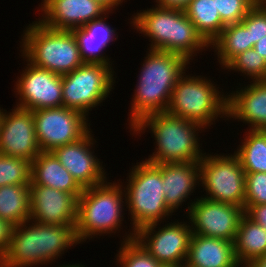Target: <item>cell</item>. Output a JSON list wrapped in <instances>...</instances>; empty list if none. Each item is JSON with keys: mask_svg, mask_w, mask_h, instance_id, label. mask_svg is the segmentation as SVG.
<instances>
[{"mask_svg": "<svg viewBox=\"0 0 266 267\" xmlns=\"http://www.w3.org/2000/svg\"><path fill=\"white\" fill-rule=\"evenodd\" d=\"M130 110V129L144 117L166 112L177 80L185 74L190 62L167 51L148 49Z\"/></svg>", "mask_w": 266, "mask_h": 267, "instance_id": "1", "label": "cell"}, {"mask_svg": "<svg viewBox=\"0 0 266 267\" xmlns=\"http://www.w3.org/2000/svg\"><path fill=\"white\" fill-rule=\"evenodd\" d=\"M132 16L134 29L152 40L150 49L178 54L190 62L198 51L210 47L183 9L155 5Z\"/></svg>", "mask_w": 266, "mask_h": 267, "instance_id": "2", "label": "cell"}, {"mask_svg": "<svg viewBox=\"0 0 266 267\" xmlns=\"http://www.w3.org/2000/svg\"><path fill=\"white\" fill-rule=\"evenodd\" d=\"M146 128H150L157 145L152 156L146 159L147 162L152 164L199 162L205 154L202 153L198 143V133L203 127L195 122L166 111L144 117L130 130L137 135L143 133Z\"/></svg>", "mask_w": 266, "mask_h": 267, "instance_id": "3", "label": "cell"}, {"mask_svg": "<svg viewBox=\"0 0 266 267\" xmlns=\"http://www.w3.org/2000/svg\"><path fill=\"white\" fill-rule=\"evenodd\" d=\"M22 36V57L39 68L64 75L84 64L71 30L52 29L38 20Z\"/></svg>", "mask_w": 266, "mask_h": 267, "instance_id": "4", "label": "cell"}, {"mask_svg": "<svg viewBox=\"0 0 266 267\" xmlns=\"http://www.w3.org/2000/svg\"><path fill=\"white\" fill-rule=\"evenodd\" d=\"M123 197V186L116 182L104 181L83 190L77 199L75 225V236L79 244L94 238L93 236L110 234L122 229V207L123 200H126Z\"/></svg>", "mask_w": 266, "mask_h": 267, "instance_id": "5", "label": "cell"}, {"mask_svg": "<svg viewBox=\"0 0 266 267\" xmlns=\"http://www.w3.org/2000/svg\"><path fill=\"white\" fill-rule=\"evenodd\" d=\"M128 175L124 188L125 206L132 221V232L141 227L161 222L171 216L172 211L165 202L161 169L150 162H137Z\"/></svg>", "mask_w": 266, "mask_h": 267, "instance_id": "6", "label": "cell"}, {"mask_svg": "<svg viewBox=\"0 0 266 267\" xmlns=\"http://www.w3.org/2000/svg\"><path fill=\"white\" fill-rule=\"evenodd\" d=\"M214 85L205 77L183 74L172 90L167 112L203 128L214 124L218 116L227 118V96Z\"/></svg>", "mask_w": 266, "mask_h": 267, "instance_id": "7", "label": "cell"}, {"mask_svg": "<svg viewBox=\"0 0 266 267\" xmlns=\"http://www.w3.org/2000/svg\"><path fill=\"white\" fill-rule=\"evenodd\" d=\"M112 70V66L102 63H84L62 75L63 106L87 116L114 88Z\"/></svg>", "mask_w": 266, "mask_h": 267, "instance_id": "8", "label": "cell"}, {"mask_svg": "<svg viewBox=\"0 0 266 267\" xmlns=\"http://www.w3.org/2000/svg\"><path fill=\"white\" fill-rule=\"evenodd\" d=\"M205 155L199 161V180L210 196L203 198L245 209V172L238 156Z\"/></svg>", "mask_w": 266, "mask_h": 267, "instance_id": "9", "label": "cell"}, {"mask_svg": "<svg viewBox=\"0 0 266 267\" xmlns=\"http://www.w3.org/2000/svg\"><path fill=\"white\" fill-rule=\"evenodd\" d=\"M32 111L36 138L43 152L75 142L91 130L86 116L64 106Z\"/></svg>", "mask_w": 266, "mask_h": 267, "instance_id": "10", "label": "cell"}, {"mask_svg": "<svg viewBox=\"0 0 266 267\" xmlns=\"http://www.w3.org/2000/svg\"><path fill=\"white\" fill-rule=\"evenodd\" d=\"M186 212L192 234L234 242L244 208L199 197L190 202Z\"/></svg>", "mask_w": 266, "mask_h": 267, "instance_id": "11", "label": "cell"}, {"mask_svg": "<svg viewBox=\"0 0 266 267\" xmlns=\"http://www.w3.org/2000/svg\"><path fill=\"white\" fill-rule=\"evenodd\" d=\"M158 224L157 222L141 227L135 232V239L161 264L186 263L192 235L191 226L177 221L167 223L155 231Z\"/></svg>", "mask_w": 266, "mask_h": 267, "instance_id": "12", "label": "cell"}, {"mask_svg": "<svg viewBox=\"0 0 266 267\" xmlns=\"http://www.w3.org/2000/svg\"><path fill=\"white\" fill-rule=\"evenodd\" d=\"M26 61L27 67L15 82L14 92L19 95L15 106L26 110L62 107V75Z\"/></svg>", "mask_w": 266, "mask_h": 267, "instance_id": "13", "label": "cell"}, {"mask_svg": "<svg viewBox=\"0 0 266 267\" xmlns=\"http://www.w3.org/2000/svg\"><path fill=\"white\" fill-rule=\"evenodd\" d=\"M2 109L0 120V153L33 161L41 152L35 132L33 111L16 107Z\"/></svg>", "mask_w": 266, "mask_h": 267, "instance_id": "14", "label": "cell"}, {"mask_svg": "<svg viewBox=\"0 0 266 267\" xmlns=\"http://www.w3.org/2000/svg\"><path fill=\"white\" fill-rule=\"evenodd\" d=\"M92 131L79 140L55 148L52 153L83 188H90L106 181V172L92 152L95 144ZM92 149V150H91Z\"/></svg>", "mask_w": 266, "mask_h": 267, "instance_id": "15", "label": "cell"}, {"mask_svg": "<svg viewBox=\"0 0 266 267\" xmlns=\"http://www.w3.org/2000/svg\"><path fill=\"white\" fill-rule=\"evenodd\" d=\"M29 191L30 221L75 229L77 198L73 194L38 184H29Z\"/></svg>", "mask_w": 266, "mask_h": 267, "instance_id": "16", "label": "cell"}, {"mask_svg": "<svg viewBox=\"0 0 266 267\" xmlns=\"http://www.w3.org/2000/svg\"><path fill=\"white\" fill-rule=\"evenodd\" d=\"M45 26L57 30H72L103 15L112 13L98 0H46L40 6Z\"/></svg>", "mask_w": 266, "mask_h": 267, "instance_id": "17", "label": "cell"}, {"mask_svg": "<svg viewBox=\"0 0 266 267\" xmlns=\"http://www.w3.org/2000/svg\"><path fill=\"white\" fill-rule=\"evenodd\" d=\"M243 88L227 95V119L250 124L249 129L266 130V80H252Z\"/></svg>", "mask_w": 266, "mask_h": 267, "instance_id": "18", "label": "cell"}, {"mask_svg": "<svg viewBox=\"0 0 266 267\" xmlns=\"http://www.w3.org/2000/svg\"><path fill=\"white\" fill-rule=\"evenodd\" d=\"M162 173V186L168 208L175 212L200 184L199 162L156 164ZM175 210V211H174Z\"/></svg>", "mask_w": 266, "mask_h": 267, "instance_id": "19", "label": "cell"}, {"mask_svg": "<svg viewBox=\"0 0 266 267\" xmlns=\"http://www.w3.org/2000/svg\"><path fill=\"white\" fill-rule=\"evenodd\" d=\"M186 264L191 267H239L234 242L192 234Z\"/></svg>", "mask_w": 266, "mask_h": 267, "instance_id": "20", "label": "cell"}, {"mask_svg": "<svg viewBox=\"0 0 266 267\" xmlns=\"http://www.w3.org/2000/svg\"><path fill=\"white\" fill-rule=\"evenodd\" d=\"M106 19L107 15H103L83 27L71 30L76 38L84 63H102L112 66L110 59L103 55L102 50H105L110 42L117 39L118 35L112 27L110 28L109 24H106Z\"/></svg>", "mask_w": 266, "mask_h": 267, "instance_id": "21", "label": "cell"}, {"mask_svg": "<svg viewBox=\"0 0 266 267\" xmlns=\"http://www.w3.org/2000/svg\"><path fill=\"white\" fill-rule=\"evenodd\" d=\"M31 183L73 194L77 199L83 188L52 152L41 151L31 162Z\"/></svg>", "mask_w": 266, "mask_h": 267, "instance_id": "22", "label": "cell"}, {"mask_svg": "<svg viewBox=\"0 0 266 267\" xmlns=\"http://www.w3.org/2000/svg\"><path fill=\"white\" fill-rule=\"evenodd\" d=\"M37 252V222L28 220L15 225L9 247L0 258V267H35L38 265Z\"/></svg>", "mask_w": 266, "mask_h": 267, "instance_id": "23", "label": "cell"}, {"mask_svg": "<svg viewBox=\"0 0 266 267\" xmlns=\"http://www.w3.org/2000/svg\"><path fill=\"white\" fill-rule=\"evenodd\" d=\"M38 264L55 261L66 249L79 244L75 229L70 225H51L37 222Z\"/></svg>", "mask_w": 266, "mask_h": 267, "instance_id": "24", "label": "cell"}, {"mask_svg": "<svg viewBox=\"0 0 266 267\" xmlns=\"http://www.w3.org/2000/svg\"><path fill=\"white\" fill-rule=\"evenodd\" d=\"M234 254L240 267H246L255 258L266 254V229L245 214L238 226Z\"/></svg>", "mask_w": 266, "mask_h": 267, "instance_id": "25", "label": "cell"}, {"mask_svg": "<svg viewBox=\"0 0 266 267\" xmlns=\"http://www.w3.org/2000/svg\"><path fill=\"white\" fill-rule=\"evenodd\" d=\"M183 10L209 45L225 28L216 11L215 0H191Z\"/></svg>", "mask_w": 266, "mask_h": 267, "instance_id": "26", "label": "cell"}, {"mask_svg": "<svg viewBox=\"0 0 266 267\" xmlns=\"http://www.w3.org/2000/svg\"><path fill=\"white\" fill-rule=\"evenodd\" d=\"M0 218L14 226L30 220L29 184L0 187Z\"/></svg>", "mask_w": 266, "mask_h": 267, "instance_id": "27", "label": "cell"}, {"mask_svg": "<svg viewBox=\"0 0 266 267\" xmlns=\"http://www.w3.org/2000/svg\"><path fill=\"white\" fill-rule=\"evenodd\" d=\"M210 47L215 49L219 64L225 69L237 55L250 49V31L242 22L226 25Z\"/></svg>", "mask_w": 266, "mask_h": 267, "instance_id": "28", "label": "cell"}, {"mask_svg": "<svg viewBox=\"0 0 266 267\" xmlns=\"http://www.w3.org/2000/svg\"><path fill=\"white\" fill-rule=\"evenodd\" d=\"M246 135L234 152L244 172H266V130L249 129Z\"/></svg>", "mask_w": 266, "mask_h": 267, "instance_id": "29", "label": "cell"}, {"mask_svg": "<svg viewBox=\"0 0 266 267\" xmlns=\"http://www.w3.org/2000/svg\"><path fill=\"white\" fill-rule=\"evenodd\" d=\"M116 262L121 267H159L161 265L145 248L135 239V232L124 236Z\"/></svg>", "mask_w": 266, "mask_h": 267, "instance_id": "30", "label": "cell"}, {"mask_svg": "<svg viewBox=\"0 0 266 267\" xmlns=\"http://www.w3.org/2000/svg\"><path fill=\"white\" fill-rule=\"evenodd\" d=\"M31 161L0 153V187L31 183Z\"/></svg>", "mask_w": 266, "mask_h": 267, "instance_id": "31", "label": "cell"}, {"mask_svg": "<svg viewBox=\"0 0 266 267\" xmlns=\"http://www.w3.org/2000/svg\"><path fill=\"white\" fill-rule=\"evenodd\" d=\"M225 68L240 71L253 81L266 80V61L253 48L237 55Z\"/></svg>", "mask_w": 266, "mask_h": 267, "instance_id": "32", "label": "cell"}, {"mask_svg": "<svg viewBox=\"0 0 266 267\" xmlns=\"http://www.w3.org/2000/svg\"><path fill=\"white\" fill-rule=\"evenodd\" d=\"M258 0H215L216 11L226 25L240 23Z\"/></svg>", "mask_w": 266, "mask_h": 267, "instance_id": "33", "label": "cell"}, {"mask_svg": "<svg viewBox=\"0 0 266 267\" xmlns=\"http://www.w3.org/2000/svg\"><path fill=\"white\" fill-rule=\"evenodd\" d=\"M250 31V49L266 36V6L258 0L241 21Z\"/></svg>", "mask_w": 266, "mask_h": 267, "instance_id": "34", "label": "cell"}, {"mask_svg": "<svg viewBox=\"0 0 266 267\" xmlns=\"http://www.w3.org/2000/svg\"><path fill=\"white\" fill-rule=\"evenodd\" d=\"M266 204V172L245 173V205Z\"/></svg>", "mask_w": 266, "mask_h": 267, "instance_id": "35", "label": "cell"}, {"mask_svg": "<svg viewBox=\"0 0 266 267\" xmlns=\"http://www.w3.org/2000/svg\"><path fill=\"white\" fill-rule=\"evenodd\" d=\"M244 214L266 229V204L245 205Z\"/></svg>", "mask_w": 266, "mask_h": 267, "instance_id": "36", "label": "cell"}, {"mask_svg": "<svg viewBox=\"0 0 266 267\" xmlns=\"http://www.w3.org/2000/svg\"><path fill=\"white\" fill-rule=\"evenodd\" d=\"M13 227L9 221L0 218V258L9 247Z\"/></svg>", "mask_w": 266, "mask_h": 267, "instance_id": "37", "label": "cell"}, {"mask_svg": "<svg viewBox=\"0 0 266 267\" xmlns=\"http://www.w3.org/2000/svg\"><path fill=\"white\" fill-rule=\"evenodd\" d=\"M191 0H156L157 6L163 8L184 9Z\"/></svg>", "mask_w": 266, "mask_h": 267, "instance_id": "38", "label": "cell"}, {"mask_svg": "<svg viewBox=\"0 0 266 267\" xmlns=\"http://www.w3.org/2000/svg\"><path fill=\"white\" fill-rule=\"evenodd\" d=\"M253 49H255L257 54H259V56L263 57V59L266 61V36H264L262 39H260L253 46Z\"/></svg>", "mask_w": 266, "mask_h": 267, "instance_id": "39", "label": "cell"}, {"mask_svg": "<svg viewBox=\"0 0 266 267\" xmlns=\"http://www.w3.org/2000/svg\"><path fill=\"white\" fill-rule=\"evenodd\" d=\"M246 267H266V254L255 258Z\"/></svg>", "mask_w": 266, "mask_h": 267, "instance_id": "40", "label": "cell"}, {"mask_svg": "<svg viewBox=\"0 0 266 267\" xmlns=\"http://www.w3.org/2000/svg\"><path fill=\"white\" fill-rule=\"evenodd\" d=\"M103 5H105L110 11H113L118 5L124 1V0H98ZM115 7V8H114Z\"/></svg>", "mask_w": 266, "mask_h": 267, "instance_id": "41", "label": "cell"}, {"mask_svg": "<svg viewBox=\"0 0 266 267\" xmlns=\"http://www.w3.org/2000/svg\"><path fill=\"white\" fill-rule=\"evenodd\" d=\"M84 266H85L84 264L83 265L82 264L81 265L80 264H74V265L73 264L72 265L71 264H68V265L65 264L63 266L60 265L59 267H84Z\"/></svg>", "mask_w": 266, "mask_h": 267, "instance_id": "42", "label": "cell"}, {"mask_svg": "<svg viewBox=\"0 0 266 267\" xmlns=\"http://www.w3.org/2000/svg\"><path fill=\"white\" fill-rule=\"evenodd\" d=\"M159 267H179V265H174V264H161Z\"/></svg>", "mask_w": 266, "mask_h": 267, "instance_id": "43", "label": "cell"}, {"mask_svg": "<svg viewBox=\"0 0 266 267\" xmlns=\"http://www.w3.org/2000/svg\"><path fill=\"white\" fill-rule=\"evenodd\" d=\"M179 267H191L189 265H187L186 263L182 264V265H179Z\"/></svg>", "mask_w": 266, "mask_h": 267, "instance_id": "44", "label": "cell"}, {"mask_svg": "<svg viewBox=\"0 0 266 267\" xmlns=\"http://www.w3.org/2000/svg\"><path fill=\"white\" fill-rule=\"evenodd\" d=\"M266 6V0H260Z\"/></svg>", "mask_w": 266, "mask_h": 267, "instance_id": "45", "label": "cell"}, {"mask_svg": "<svg viewBox=\"0 0 266 267\" xmlns=\"http://www.w3.org/2000/svg\"><path fill=\"white\" fill-rule=\"evenodd\" d=\"M1 117H2V109L0 107V120H1Z\"/></svg>", "mask_w": 266, "mask_h": 267, "instance_id": "46", "label": "cell"}]
</instances>
